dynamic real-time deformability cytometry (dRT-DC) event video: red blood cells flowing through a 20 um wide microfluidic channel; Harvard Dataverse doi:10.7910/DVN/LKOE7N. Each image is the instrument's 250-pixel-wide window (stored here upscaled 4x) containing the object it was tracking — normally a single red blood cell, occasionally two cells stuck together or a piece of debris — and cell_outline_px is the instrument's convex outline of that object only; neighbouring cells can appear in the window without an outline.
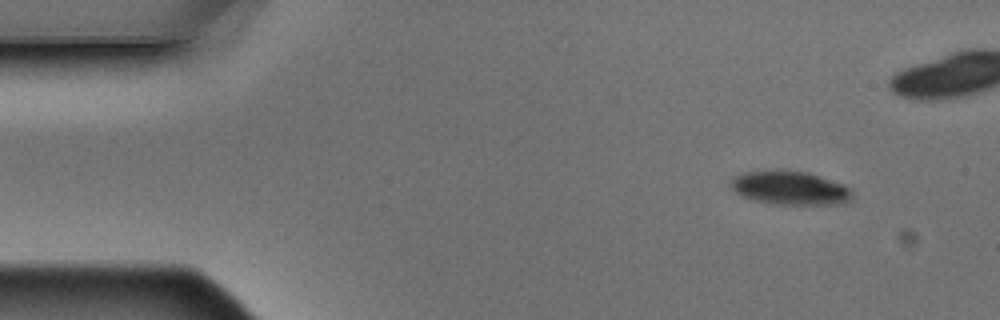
{"species": "Egyptian fruit bat (a non-hibernating species)", "species_latin": "Rousettus aegyptiacus", "temperature_condition": "warm", "stored_images_in_passage": 5, "camera_frame_rate_fps": 3000, "um_per_image_px": 0.085, "animal": {"sex": "male"}, "frame": {"image": 1, "passage_image": 1, "time_ms": 0.0, "image_size_px": [1000, 320], "cell_outline_px": [[852, 200], [840, 204], [776, 204], [756, 200], [744, 196], [736, 192], [732, 188], [732, 180], [740, 172], [776, 168], [808, 172], [844, 184], [852, 188]], "centroid_in_image_um": [67.19, 15.94], "position_along_channel_um": 17.8, "area_um2": 24.16}}